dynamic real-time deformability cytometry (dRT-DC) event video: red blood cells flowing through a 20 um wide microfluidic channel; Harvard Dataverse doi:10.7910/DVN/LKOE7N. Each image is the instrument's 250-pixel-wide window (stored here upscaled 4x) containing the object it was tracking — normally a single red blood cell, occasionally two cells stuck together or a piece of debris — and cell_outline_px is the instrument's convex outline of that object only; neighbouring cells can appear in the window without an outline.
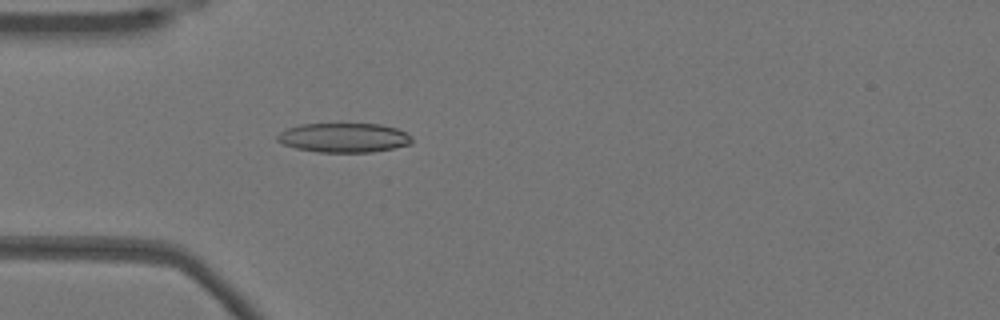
{"species": "Egyptian fruit bat (a non-hibernating species)", "species_latin": "Rousettus aegyptiacus", "temperature_condition": "warm", "stored_images_in_passage": 20, "camera_frame_rate_fps": 3000, "um_per_image_px": 0.085, "animal": {"sex": "female"}, "frame": {"image": 1, "passage_image": 15, "time_ms": 4.667, "image_size_px": [1000, 320], "cell_outline_px": [[412, 144], [372, 152], [316, 152], [296, 148], [284, 144], [276, 140], [276, 136], [280, 132], [288, 128], [300, 124], [380, 124], [396, 128], [412, 136]], "centroid_in_image_um": [29.22, 11.7], "position_along_channel_um": 55.8, "area_um2": 23.0}}
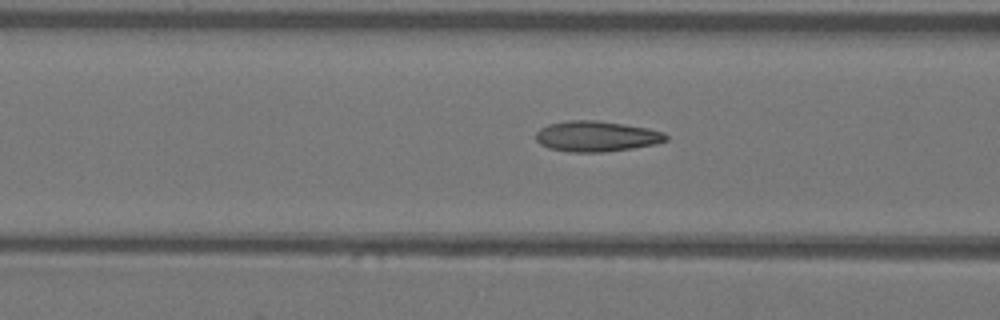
{"frame": {"image": 2, "passage_image": 20, "time_ms": 6.333, "image_size_px": [1000, 320], "cell_outline_px": [[668, 140], [656, 144], [632, 148], [604, 152], [572, 152], [548, 148], [540, 144], [536, 140], [536, 132], [540, 128], [548, 124], [568, 120], [596, 120], [624, 124], [648, 128], [664, 132], [668, 136]], "centroid_in_image_um": [50.7, 11.58], "position_along_channel_um": 115.9, "area_um2": 23.29}}